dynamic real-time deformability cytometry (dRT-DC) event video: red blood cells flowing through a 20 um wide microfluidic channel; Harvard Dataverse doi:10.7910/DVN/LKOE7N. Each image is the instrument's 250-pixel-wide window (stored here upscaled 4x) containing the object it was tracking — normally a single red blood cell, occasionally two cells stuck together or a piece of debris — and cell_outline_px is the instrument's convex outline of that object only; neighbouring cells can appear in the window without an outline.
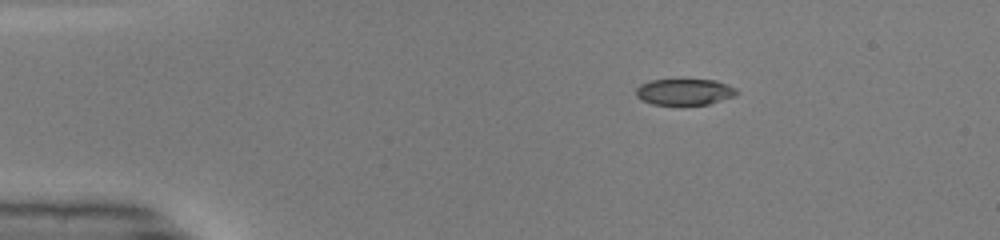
{"species": "common noctule bat (a hibernating species)", "species_latin": "Nyctalus noctula", "temperature_condition": "warm", "stored_images_in_passage": 42, "camera_frame_rate_fps": 3000, "um_per_image_px": 0.085, "animal": {"sex": "male", "body_mass_g": 19.0, "forearm_length_mm": 50.8}, "frame": {"image": 1, "passage_image": 1, "time_ms": 0.0, "image_size_px": [1000, 240], "cell_outline_px": [[716, 84], [708, 100], [700, 104], [664, 104], [648, 100], [640, 96], [648, 84], [660, 80], [704, 80]], "centroid_in_image_um": [57.7, 7.8], "position_along_channel_um": 27.3, "area_um2": 10.87}}
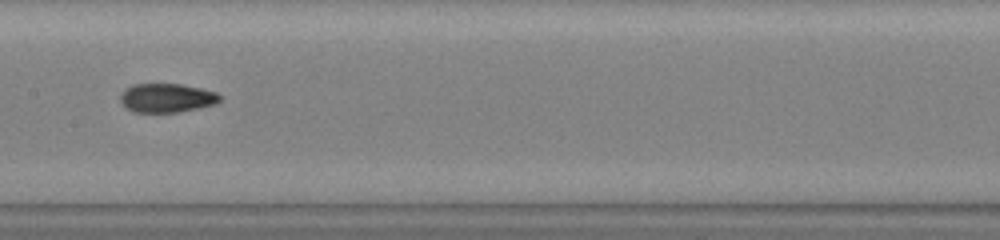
{"frame": {"image": 2, "passage_image": 18, "time_ms": 5.667, "image_size_px": [1000, 240], "cell_outline_px": [[216, 100], [204, 104], [180, 108], [136, 108], [128, 104], [128, 92], [132, 88], [156, 84], [188, 88], [204, 92], [216, 96]], "centroid_in_image_um": [14.2, 8.25], "position_along_channel_um": 193.2, "area_um2": 11.73}}
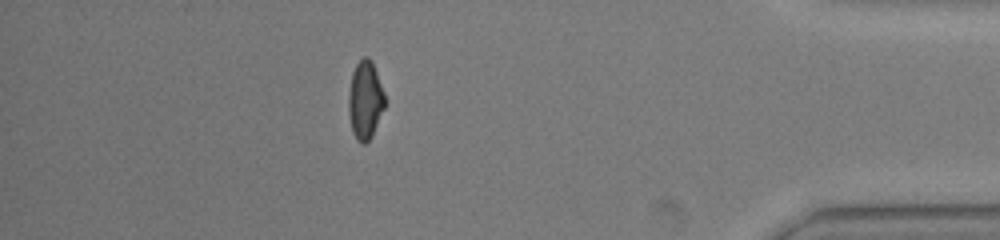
{"frame": {"image": 3, "passage_image": 36, "time_ms": 11.667, "image_size_px": [1000, 240], "cell_outline_px": [[384, 104], [368, 136], [364, 140], [360, 140], [352, 124], [352, 80], [356, 68], [364, 60], [368, 60], [372, 68], [384, 96]], "centroid_in_image_um": [31.08, 8.47], "position_along_channel_um": 404.1, "area_um2": 13.01}, "authors_computed_cell_mechanics": {"area_um2": 11.8779, "velocity_mm_per_s": 4.1835, "shape_relaxation_time_tau1_ms": null, "shape_relaxation_time_tau2_ms": 3.0596, "deformation_change_tau1": null, "deformation_change_tau2": 0.0621}}